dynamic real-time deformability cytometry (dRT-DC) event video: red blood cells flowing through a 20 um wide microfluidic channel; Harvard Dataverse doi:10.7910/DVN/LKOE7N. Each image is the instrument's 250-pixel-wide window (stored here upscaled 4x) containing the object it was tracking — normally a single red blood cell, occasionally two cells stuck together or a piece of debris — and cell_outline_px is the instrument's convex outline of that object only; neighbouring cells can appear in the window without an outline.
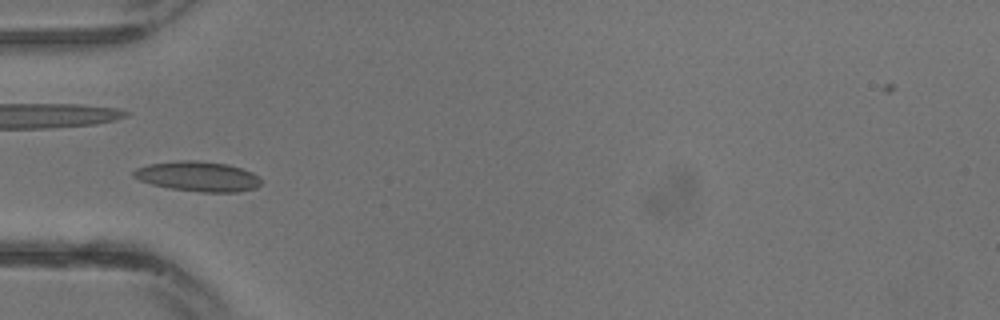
{"species": "common noctule bat (a hibernating species)", "species_latin": "Nyctalus noctula", "temperature_condition": "warm", "stored_images_in_passage": 8, "camera_frame_rate_fps": 3000, "um_per_image_px": 0.085, "animal": {"sex": "male", "body_mass_g": 13.3}, "frame": {"image": 1, "passage_image": 1, "time_ms": 0.0, "image_size_px": [1000, 320], "cell_outline_px": [[260, 184], [256, 188], [236, 192], [204, 192], [168, 188], [152, 184], [140, 180], [132, 176], [132, 172], [136, 168], [148, 164], [180, 160], [196, 160], [228, 164], [252, 172], [260, 180]], "centroid_in_image_um": [16.79, 14.99], "position_along_channel_um": 68.2, "area_um2": 22.2}}
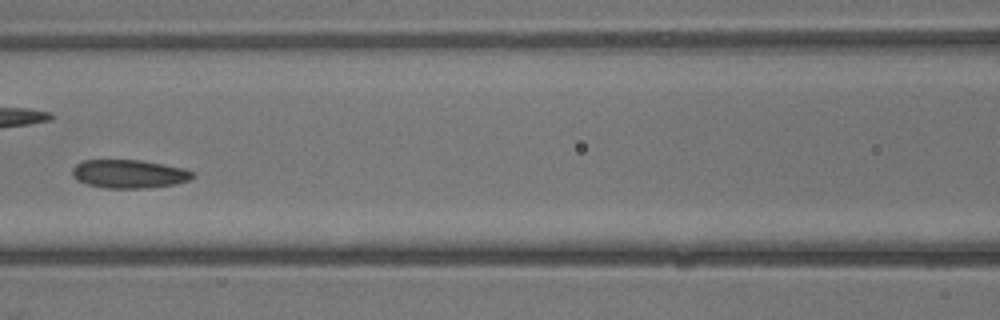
{"frame": {"image": 2, "passage_image": 5, "time_ms": 1.333, "image_size_px": [1000, 320], "cell_outline_px": [[196, 176], [188, 180], [176, 184], [148, 188], [104, 188], [88, 184], [76, 180], [72, 176], [72, 168], [76, 164], [84, 160], [140, 160], [184, 168], [192, 172]], "centroid_in_image_um": [10.96, 14.78], "position_along_channel_um": 155.6, "area_um2": 20.0}}
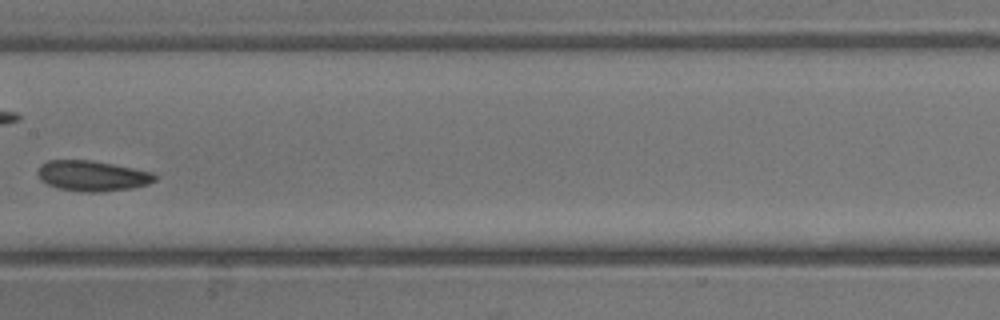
{"frame": {"image": 3, "passage_image": 7, "time_ms": 2.0, "image_size_px": [1000, 320], "cell_outline_px": [[156, 180], [148, 184], [132, 188], [100, 192], [88, 192], [60, 188], [48, 184], [40, 180], [36, 172], [40, 164], [48, 160], [92, 160], [152, 172], [156, 176]], "centroid_in_image_um": [7.82, 14.94], "position_along_channel_um": 199.6, "area_um2": 20.69}}